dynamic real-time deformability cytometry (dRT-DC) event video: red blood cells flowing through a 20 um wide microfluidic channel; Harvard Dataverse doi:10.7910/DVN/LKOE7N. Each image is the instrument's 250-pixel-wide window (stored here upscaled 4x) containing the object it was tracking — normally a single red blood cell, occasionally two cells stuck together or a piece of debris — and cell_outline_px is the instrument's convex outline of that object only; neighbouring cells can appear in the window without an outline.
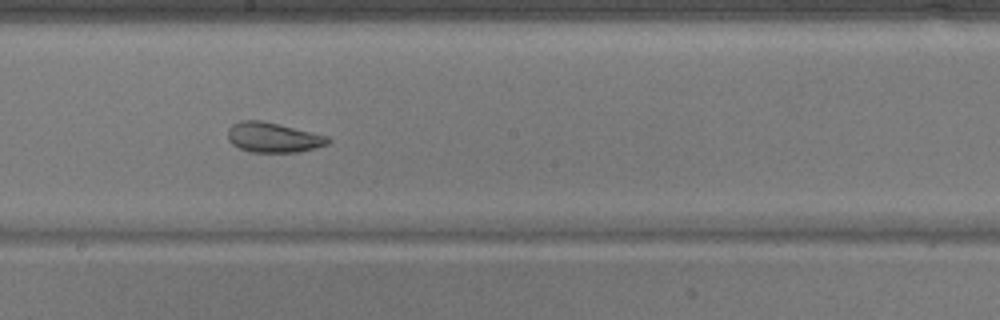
{"species": "common noctule bat (a hibernating species)", "species_latin": "Nyctalus noctula", "temperature_condition": "warm", "stored_images_in_passage": 25, "camera_frame_rate_fps": 3000, "um_per_image_px": 0.085, "animal": {"sex": "male", "body_mass_g": 17.9}, "frame": {"image": 1, "passage_image": 22, "time_ms": 7.0, "image_size_px": [1000, 320], "cell_outline_px": [[332, 140], [328, 144], [316, 148], [296, 152], [252, 152], [240, 148], [232, 144], [228, 140], [228, 128], [232, 124], [240, 120], [260, 120], [280, 124], [328, 136]], "centroid_in_image_um": [23.22, 11.67], "position_along_channel_um": 225.0, "area_um2": 17.57}}